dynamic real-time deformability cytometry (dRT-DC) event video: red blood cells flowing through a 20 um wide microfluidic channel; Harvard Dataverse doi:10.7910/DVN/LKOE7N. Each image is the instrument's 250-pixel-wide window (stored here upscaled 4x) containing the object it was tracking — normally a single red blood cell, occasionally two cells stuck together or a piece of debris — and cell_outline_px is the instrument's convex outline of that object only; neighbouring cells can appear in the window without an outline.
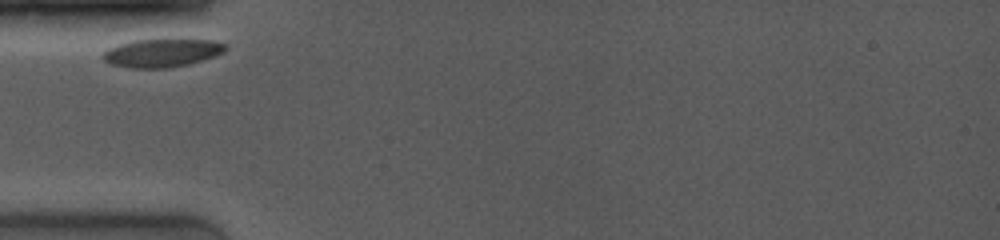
{"species": "common noctule bat (a hibernating species)", "species_latin": "Nyctalus noctula", "temperature_condition": "room temperature", "stored_images_in_passage": 8, "camera_frame_rate_fps": 4000, "um_per_image_px": 0.085, "animal": {"sex": "female", "body_mass_g": 19.0, "forearm_length_mm": 53.3}, "frame": {"image": 1, "passage_image": 1, "time_ms": 0.0, "image_size_px": [1000, 240], "cell_outline_px": [[228, 48], [224, 52], [188, 64], [168, 68], [128, 68], [112, 64], [104, 60], [100, 56], [108, 48], [120, 44], [136, 40], [212, 40], [224, 44]], "centroid_in_image_um": [13.72, 4.51], "position_along_channel_um": 71.3, "area_um2": 19.83}}
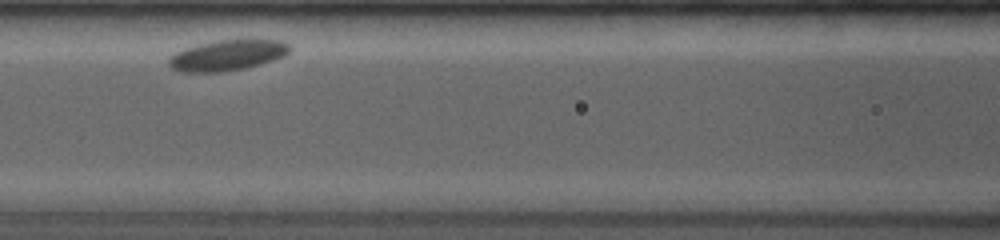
{"frame": {"image": 2, "passage_image": 6, "time_ms": 2.25, "image_size_px": [1000, 240], "cell_outline_px": [[292, 48], [284, 56], [260, 64], [244, 68], [224, 72], [180, 72], [172, 68], [168, 64], [168, 56], [184, 48], [216, 40], [280, 40], [288, 44]], "centroid_in_image_um": [19.29, 4.7], "position_along_channel_um": 147.3, "area_um2": 21.56}}
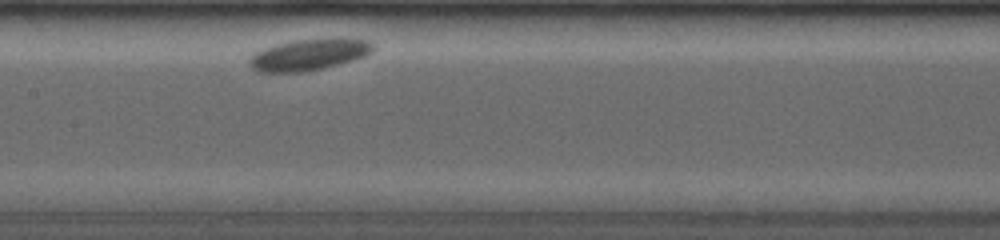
{"frame": {"image": 3, "passage_image": 8, "time_ms": 3.25, "image_size_px": [1000, 240], "cell_outline_px": [[376, 48], [372, 52], [364, 56], [352, 60], [304, 72], [260, 72], [252, 68], [248, 64], [248, 60], [256, 52], [264, 48], [276, 44], [292, 40], [328, 36], [340, 36], [368, 40], [376, 44]], "centroid_in_image_um": [26.32, 4.59], "position_along_channel_um": 181.1, "area_um2": 23.24}}